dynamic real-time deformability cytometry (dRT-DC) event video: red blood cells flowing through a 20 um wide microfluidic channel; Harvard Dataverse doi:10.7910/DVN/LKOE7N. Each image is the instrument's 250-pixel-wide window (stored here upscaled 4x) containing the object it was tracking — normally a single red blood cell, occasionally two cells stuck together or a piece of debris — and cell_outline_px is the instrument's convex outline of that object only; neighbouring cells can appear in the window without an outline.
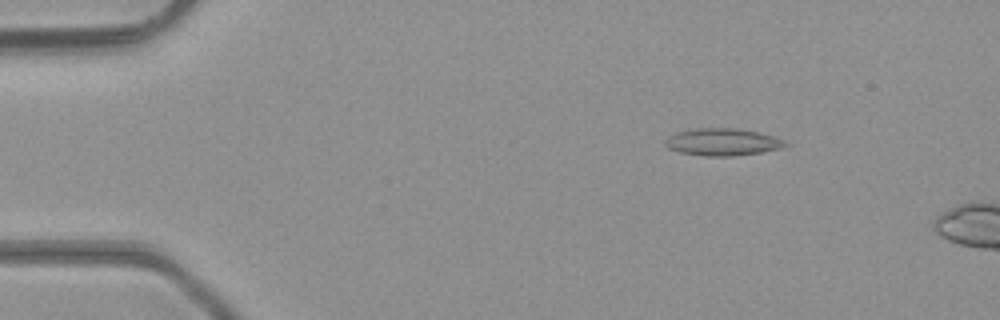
{"species": "common noctule bat (a hibernating species)", "species_latin": "Nyctalus noctula", "temperature_condition": "room temperature", "stored_images_in_passage": 3, "camera_frame_rate_fps": 3000, "um_per_image_px": 0.085, "animal": {"sex": "male", "body_mass_g": 23.1, "forearm_length_mm": 52.7}, "frame": {"image": 1, "passage_image": 2, "time_ms": 0.333, "image_size_px": [1000, 320], "cell_outline_px": [[792, 144], [784, 148], [760, 152], [732, 156], [704, 156], [680, 152], [668, 148], [664, 144], [664, 140], [668, 136], [676, 132], [696, 128], [736, 128], [760, 132], [776, 136]], "centroid_in_image_um": [61.46, 12.06], "position_along_channel_um": 23.5, "area_um2": 19.36}}